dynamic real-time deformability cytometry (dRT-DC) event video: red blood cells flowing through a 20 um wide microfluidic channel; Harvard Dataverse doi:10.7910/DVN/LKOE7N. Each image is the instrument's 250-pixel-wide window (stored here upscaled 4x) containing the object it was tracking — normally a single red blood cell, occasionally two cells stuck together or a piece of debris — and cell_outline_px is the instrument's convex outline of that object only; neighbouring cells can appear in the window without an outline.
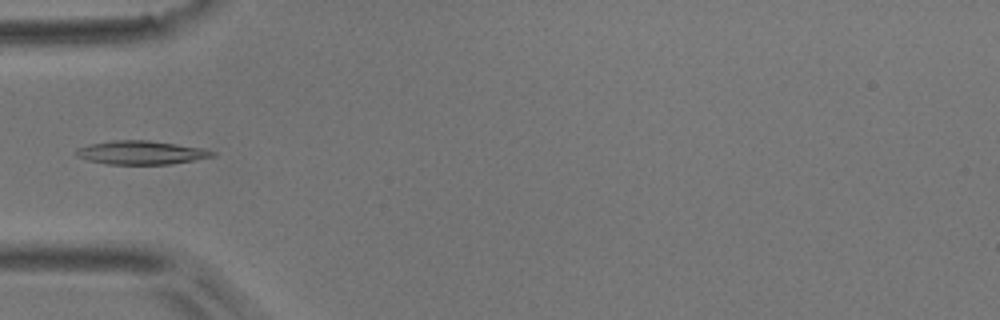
{"species": "common noctule bat (a hibernating species)", "species_latin": "Nyctalus noctula", "temperature_condition": "room temperature", "stored_images_in_passage": 8, "camera_frame_rate_fps": 3000, "um_per_image_px": 0.085, "animal": {"sex": "male", "body_mass_g": 17.9}, "frame": {"image": 1, "passage_image": 5, "time_ms": 5.667, "image_size_px": [1000, 320], "cell_outline_px": [[216, 156], [172, 164], [108, 164], [88, 160], [76, 156], [76, 148], [88, 144], [116, 140], [148, 140], [176, 144], [200, 148], [216, 152]], "centroid_in_image_um": [11.98, 12.97], "position_along_channel_um": 73.0, "area_um2": 18.67}}
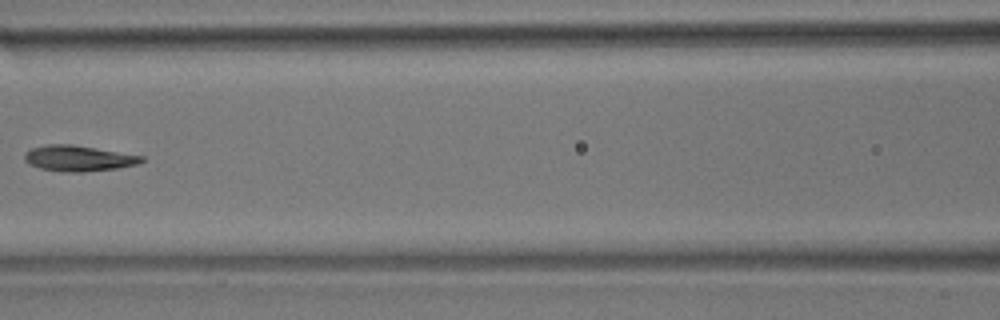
{"frame": {"image": 2, "passage_image": 7, "time_ms": 8.0, "image_size_px": [1000, 320], "cell_outline_px": [[144, 160], [136, 164], [116, 168], [80, 172], [64, 172], [40, 168], [28, 164], [24, 160], [24, 152], [32, 148], [48, 144], [72, 144], [144, 156]], "centroid_in_image_um": [6.62, 13.45], "position_along_channel_um": 160.0, "area_um2": 17.46}}
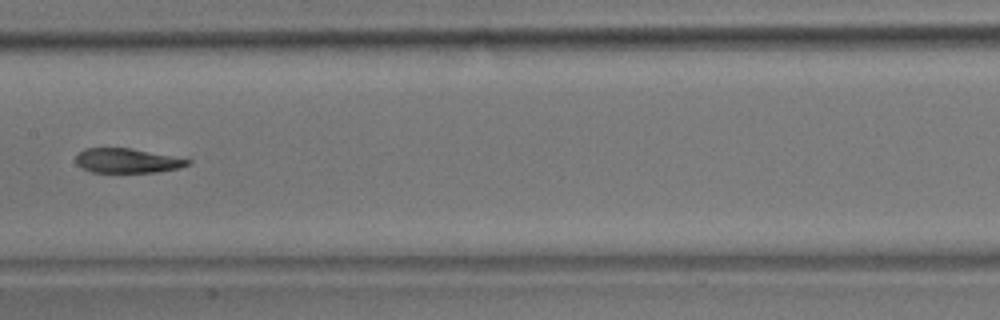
{"frame": {"image": 3, "passage_image": 8, "time_ms": 9.0, "image_size_px": [1000, 320], "cell_outline_px": [[192, 164], [180, 168], [156, 172], [92, 172], [80, 168], [76, 164], [76, 156], [84, 148], [132, 148], [192, 160]], "centroid_in_image_um": [10.82, 13.66], "position_along_channel_um": 196.6, "area_um2": 16.07}}